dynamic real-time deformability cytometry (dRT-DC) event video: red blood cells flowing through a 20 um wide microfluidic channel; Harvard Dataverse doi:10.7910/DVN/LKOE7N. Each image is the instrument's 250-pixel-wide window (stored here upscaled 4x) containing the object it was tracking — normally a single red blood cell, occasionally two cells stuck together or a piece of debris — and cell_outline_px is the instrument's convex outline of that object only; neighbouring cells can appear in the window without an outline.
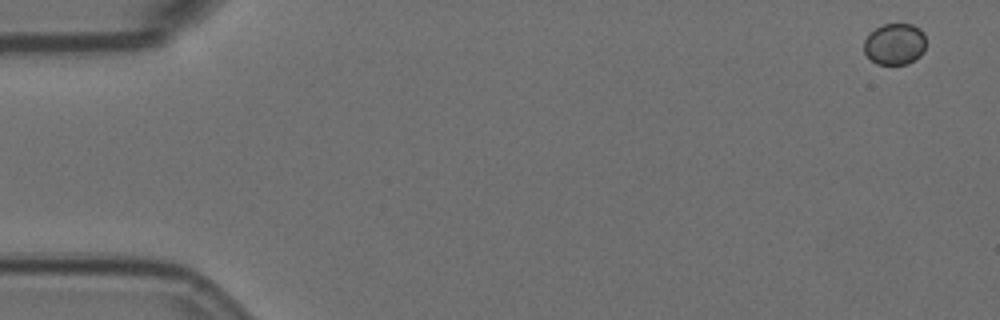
{"species": "Egyptian fruit bat (a non-hibernating species)", "species_latin": "Rousettus aegyptiacus", "temperature_condition": "room temperature", "stored_images_in_passage": 9, "camera_frame_rate_fps": 3000, "um_per_image_px": 0.085, "animal": {"sex": "female"}, "frame": {"image": 1, "passage_image": 1, "time_ms": 0.0, "image_size_px": [1000, 320], "cell_outline_px": [[924, 52], [920, 56], [908, 64], [876, 64], [864, 52], [864, 40], [876, 28], [884, 24], [912, 24], [920, 28], [924, 32]], "centroid_in_image_um": [76.07, 3.75], "position_along_channel_um": 8.9, "area_um2": 14.91}}
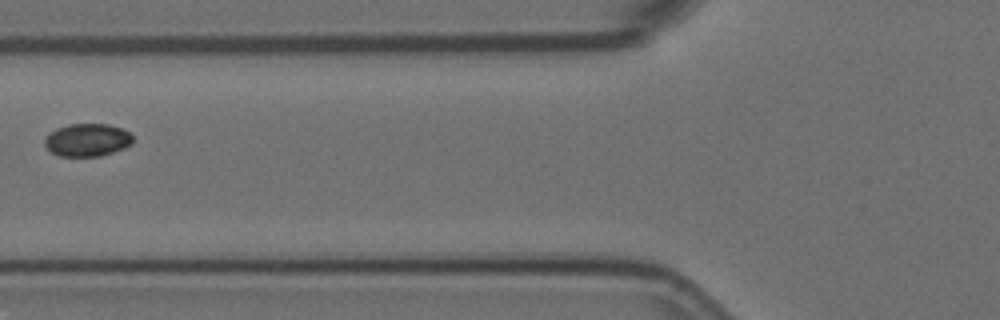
{"frame": {"image": 2, "passage_image": 7, "time_ms": 2.0, "image_size_px": [1000, 320], "cell_outline_px": [[132, 144], [124, 148], [100, 156], [60, 156], [52, 152], [44, 144], [44, 140], [56, 128], [68, 124], [108, 124], [120, 128], [128, 132], [132, 136]], "centroid_in_image_um": [7.42, 11.9], "position_along_channel_um": 118.4, "area_um2": 16.65}}
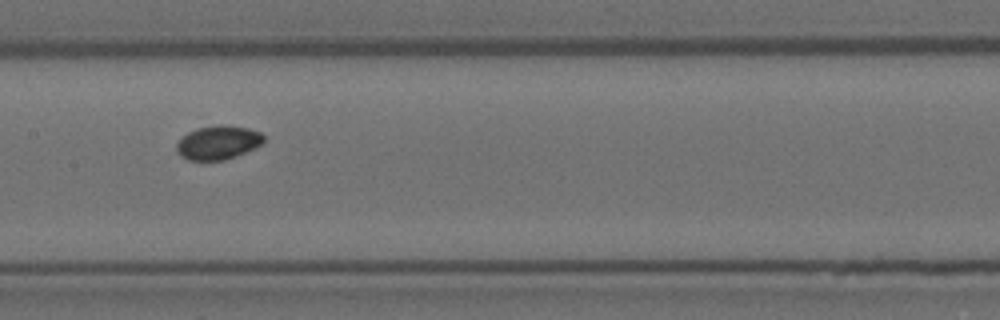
{"frame": {"image": 3, "passage_image": 9, "time_ms": 2.667, "image_size_px": [1000, 320], "cell_outline_px": [[264, 140], [256, 148], [236, 156], [224, 160], [188, 160], [180, 156], [176, 152], [176, 144], [188, 132], [196, 128], [216, 124], [224, 124], [248, 128], [260, 132], [264, 136]], "centroid_in_image_um": [18.53, 12.11], "position_along_channel_um": 188.9, "area_um2": 17.34}}